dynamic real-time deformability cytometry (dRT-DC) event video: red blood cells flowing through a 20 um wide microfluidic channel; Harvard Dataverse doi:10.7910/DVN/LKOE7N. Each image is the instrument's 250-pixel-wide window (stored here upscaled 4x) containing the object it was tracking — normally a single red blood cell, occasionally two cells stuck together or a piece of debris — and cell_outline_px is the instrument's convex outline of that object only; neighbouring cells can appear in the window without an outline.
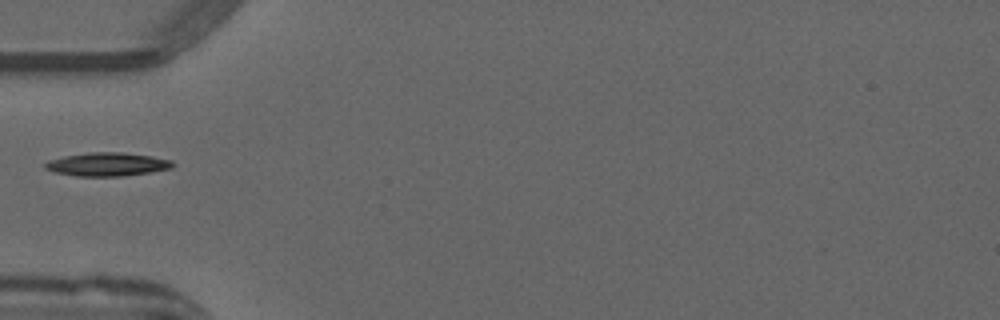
{"species": "common noctule bat (a hibernating species)", "species_latin": "Nyctalus noctula", "temperature_condition": "warm", "stored_images_in_passage": 35, "camera_frame_rate_fps": 3000, "um_per_image_px": 0.085, "animal": {"sex": "male", "forearm_length_mm": 52.5}, "frame": {"image": 1, "passage_image": 1, "time_ms": 0.0, "image_size_px": [1000, 320], "cell_outline_px": [[176, 164], [172, 168], [124, 176], [76, 176], [56, 172], [44, 168], [44, 164], [48, 160], [64, 156], [88, 152], [120, 152], [152, 156], [172, 160]], "centroid_in_image_um": [9.12, 13.96], "position_along_channel_um": 75.9, "area_um2": 17.46}}
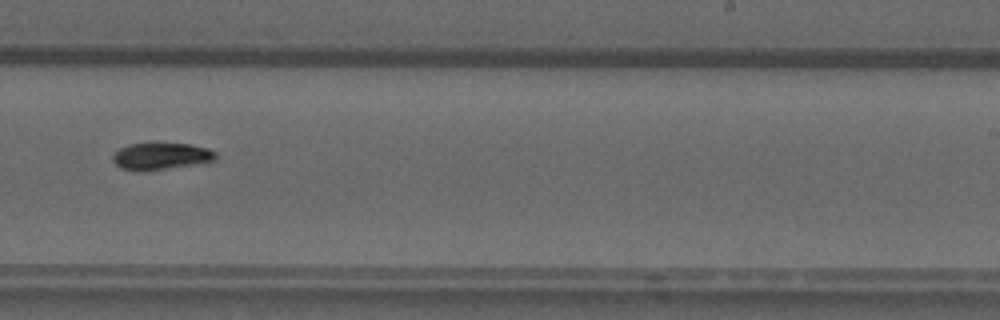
{"frame": {"image": 2, "passage_image": 16, "time_ms": 5.0, "image_size_px": [1000, 320], "cell_outline_px": [[216, 160], [144, 172], [140, 172], [120, 168], [112, 160], [112, 156], [120, 148], [128, 144], [192, 144], [208, 148], [216, 152]], "centroid_in_image_um": [13.66, 13.29], "position_along_channel_um": 275.3, "area_um2": 16.01}}
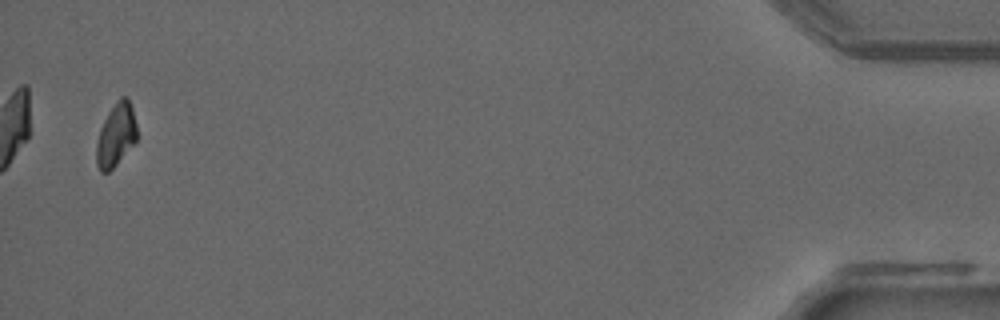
{"frame": {"image": 3, "passage_image": 34, "time_ms": 11.0, "image_size_px": [1000, 320], "cell_outline_px": [[136, 140], [116, 164], [108, 172], [100, 172], [96, 164], [96, 144], [100, 128], [104, 120], [116, 100], [120, 96], [128, 96], [132, 108], [136, 124]], "centroid_in_image_um": [9.84, 11.45], "position_along_channel_um": 425.4, "area_um2": 14.74}}